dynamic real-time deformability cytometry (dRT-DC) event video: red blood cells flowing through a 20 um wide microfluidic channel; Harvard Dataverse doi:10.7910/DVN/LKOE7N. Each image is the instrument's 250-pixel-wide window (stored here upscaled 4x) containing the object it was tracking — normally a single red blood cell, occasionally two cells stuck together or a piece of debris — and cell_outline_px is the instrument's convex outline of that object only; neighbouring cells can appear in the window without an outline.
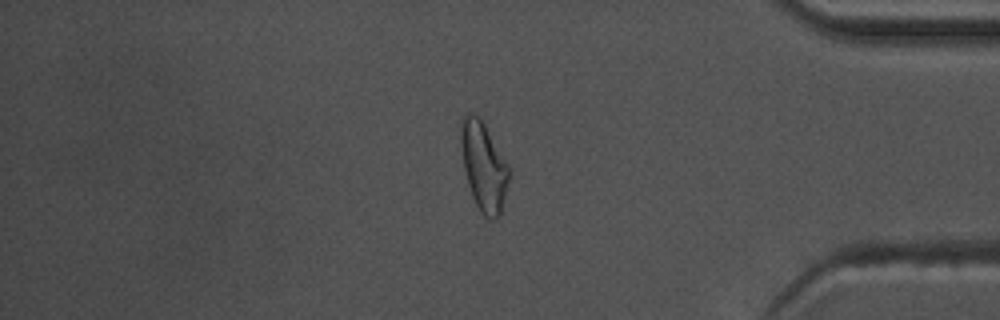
{"species": "common noctule bat (a hibernating species)", "species_latin": "Nyctalus noctula", "temperature_condition": "warm", "stored_images_in_passage": 55, "camera_frame_rate_fps": 3000, "um_per_image_px": 0.085, "animal": {"sex": "male", "body_mass_g": 17.5, "forearm_length_mm": 52.3}, "frame": {"image": 1, "passage_image": 47, "time_ms": 15.333, "image_size_px": [1000, 320], "cell_outline_px": [[508, 184], [500, 216], [496, 220], [484, 216], [480, 212], [472, 196], [468, 184], [464, 168], [460, 140], [460, 120], [464, 112], [472, 112], [484, 124], [508, 164]], "centroid_in_image_um": [41.09, 14.13], "position_along_channel_um": 394.1, "area_um2": 24.74}, "authors_computed_cell_mechanics": {"area_um2": 22.4842, "velocity_mm_per_s": 3.7485, "shape_relaxation_time_tau1_ms": 4.4734, "shape_relaxation_time_tau2_ms": 1.2036, "deformation_change_tau1": 0.1536, "deformation_change_tau2": 0.0944}}